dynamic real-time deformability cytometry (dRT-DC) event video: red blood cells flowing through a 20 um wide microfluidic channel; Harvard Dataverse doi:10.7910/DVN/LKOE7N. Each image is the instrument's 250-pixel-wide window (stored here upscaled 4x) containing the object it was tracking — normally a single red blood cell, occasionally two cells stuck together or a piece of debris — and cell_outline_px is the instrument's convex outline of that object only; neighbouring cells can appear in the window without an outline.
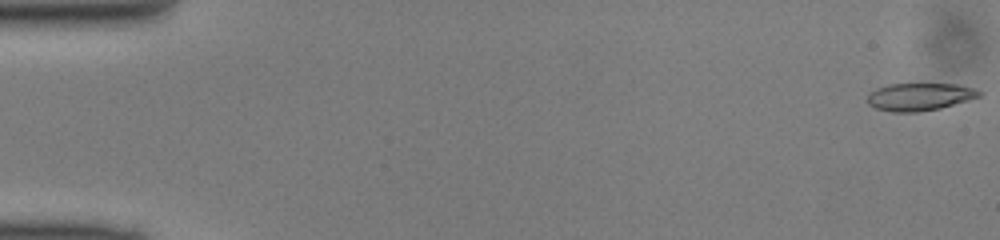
{"species": "common noctule bat (a hibernating species)", "species_latin": "Nyctalus noctula", "temperature_condition": "cold", "stored_images_in_passage": 12, "camera_frame_rate_fps": 3000, "um_per_image_px": 0.085, "animal": {"sex": "male", "body_mass_g": 13.0, "forearm_length_mm": 53.1}, "frame": {"image": 1, "passage_image": 1, "time_ms": 0.0, "image_size_px": [1000, 240], "cell_outline_px": [[984, 92], [980, 96], [968, 100], [940, 108], [920, 112], [892, 112], [876, 108], [868, 104], [868, 96], [876, 88], [888, 84], [960, 84], [976, 88]], "centroid_in_image_um": [78.21, 8.22], "position_along_channel_um": 6.8, "area_um2": 18.03}}